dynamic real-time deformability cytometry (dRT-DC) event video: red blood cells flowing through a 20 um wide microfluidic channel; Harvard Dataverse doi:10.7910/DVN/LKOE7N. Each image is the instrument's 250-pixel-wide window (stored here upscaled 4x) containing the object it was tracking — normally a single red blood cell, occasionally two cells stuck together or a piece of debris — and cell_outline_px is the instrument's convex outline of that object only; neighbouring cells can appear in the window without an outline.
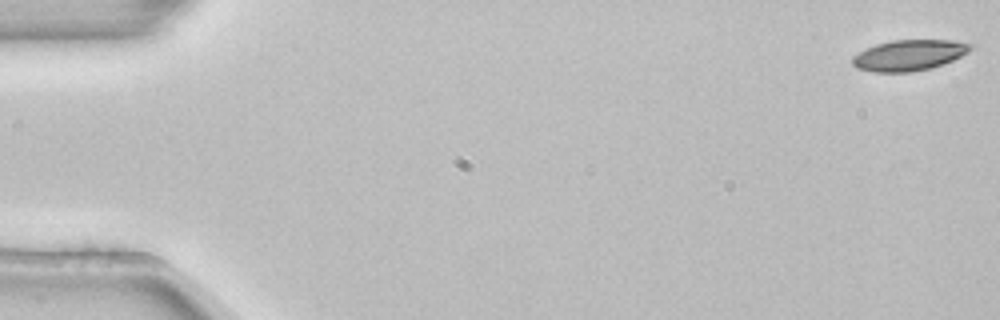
{"species": "common noctule bat (a hibernating species)", "species_latin": "Nyctalus noctula", "temperature_condition": "room temperature", "stored_images_in_passage": 7, "camera_frame_rate_fps": 3000, "um_per_image_px": 0.085, "animal": {"sex": "female", "body_mass_g": 22.7, "forearm_length_mm": 54.2}, "frame": {"image": 1, "passage_image": 1, "time_ms": 0.0, "image_size_px": [1000, 320], "cell_outline_px": [[972, 48], [968, 52], [944, 64], [932, 68], [908, 72], [872, 72], [856, 68], [852, 64], [852, 56], [876, 44], [892, 40], [952, 40], [972, 44]], "centroid_in_image_um": [77.26, 4.7], "position_along_channel_um": 7.7, "area_um2": 21.15}}
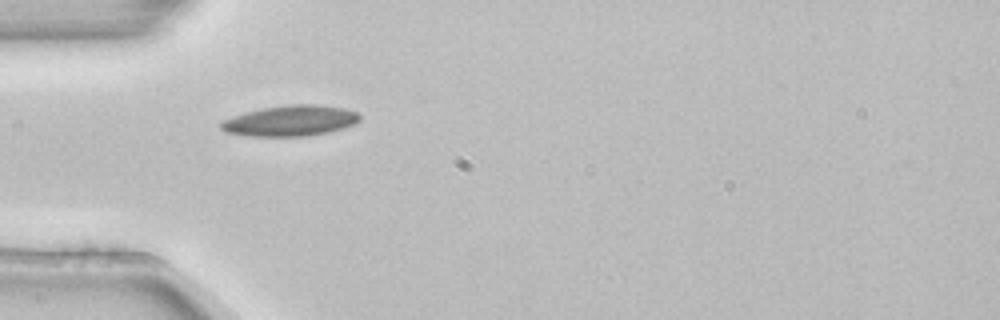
{"frame": {"image": 2, "passage_image": 5, "time_ms": 1.333, "image_size_px": [1000, 320], "cell_outline_px": [[360, 120], [356, 124], [344, 128], [328, 132], [308, 136], [248, 136], [224, 132], [220, 128], [220, 120], [248, 112], [264, 108], [288, 104], [316, 104], [344, 108], [356, 112], [360, 116]], "centroid_in_image_um": [24.69, 10.27], "position_along_channel_um": 60.3, "area_um2": 24.91}}